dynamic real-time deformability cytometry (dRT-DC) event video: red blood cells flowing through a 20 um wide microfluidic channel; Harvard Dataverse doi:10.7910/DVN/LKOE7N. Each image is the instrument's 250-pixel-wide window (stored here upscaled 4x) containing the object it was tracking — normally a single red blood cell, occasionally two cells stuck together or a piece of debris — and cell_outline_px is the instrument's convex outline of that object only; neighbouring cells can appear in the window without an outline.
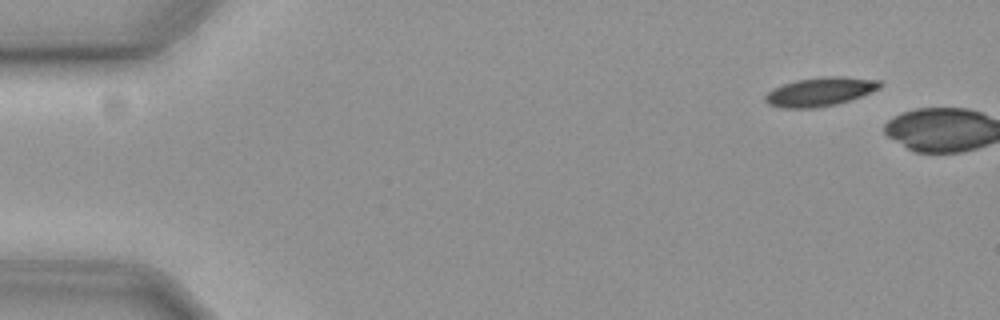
{"species": "common noctule bat (a hibernating species)", "species_latin": "Nyctalus noctula", "temperature_condition": "cold", "stored_images_in_passage": 3, "camera_frame_rate_fps": 3000, "um_per_image_px": 0.085, "animal": {"sex": "female", "body_mass_g": 19.3, "forearm_length_mm": 54.1}, "frame": {"image": 1, "passage_image": 1, "time_ms": 0.0, "image_size_px": [1000, 320], "cell_outline_px": [[884, 84], [880, 88], [860, 96], [836, 104], [816, 108], [784, 108], [768, 104], [764, 100], [764, 96], [772, 88], [796, 80], [824, 76], [840, 76], [880, 80]], "centroid_in_image_um": [69.7, 7.79], "position_along_channel_um": 15.3, "area_um2": 19.25}}